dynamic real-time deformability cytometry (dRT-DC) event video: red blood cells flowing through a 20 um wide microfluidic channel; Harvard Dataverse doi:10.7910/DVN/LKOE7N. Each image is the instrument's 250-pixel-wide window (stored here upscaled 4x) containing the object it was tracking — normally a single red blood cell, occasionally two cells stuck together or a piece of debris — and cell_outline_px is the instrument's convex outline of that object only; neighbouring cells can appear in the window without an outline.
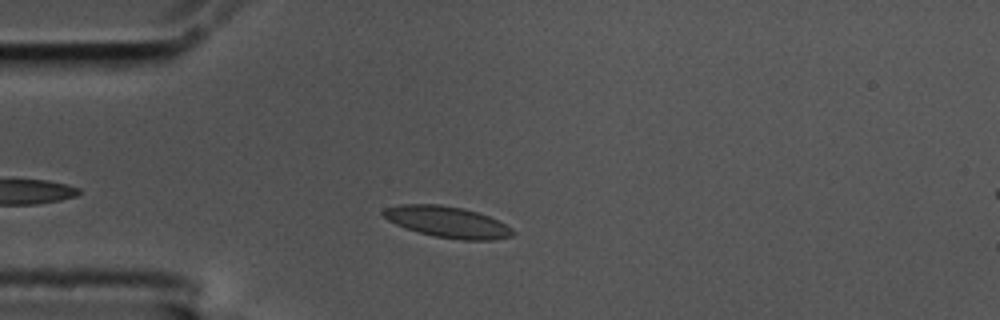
{"species": "common noctule bat (a hibernating species)", "species_latin": "Nyctalus noctula", "temperature_condition": "cold", "stored_images_in_passage": 43, "camera_frame_rate_fps": 3000, "um_per_image_px": 0.085, "animal": {"sex": "male", "body_mass_g": 17.5, "forearm_length_mm": 52.3}, "frame": {"image": 1, "passage_image": 4, "time_ms": 1.0, "image_size_px": [1000, 320], "cell_outline_px": [[516, 232], [512, 236], [492, 240], [460, 240], [436, 236], [416, 232], [404, 228], [388, 220], [380, 212], [384, 208], [400, 204], [440, 204], [464, 208], [488, 216], [512, 228]], "centroid_in_image_um": [38.0, 18.86], "position_along_channel_um": 47.0, "area_um2": 23.58}}
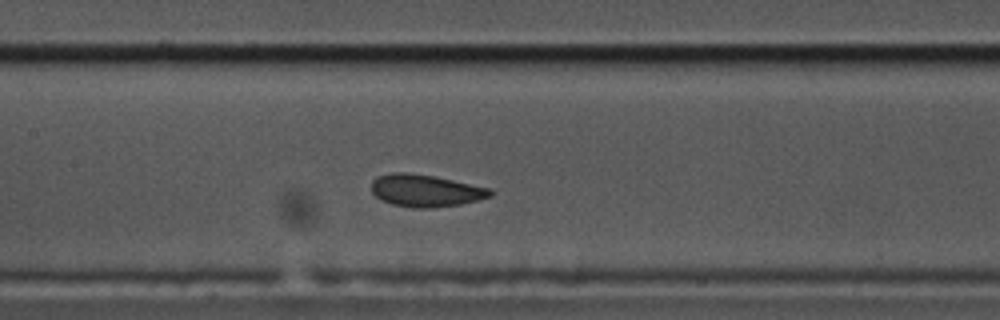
{"frame": {"image": 2, "passage_image": 16, "time_ms": 5.0, "image_size_px": [1000, 320], "cell_outline_px": [[492, 196], [460, 204], [432, 208], [412, 208], [392, 204], [380, 200], [372, 192], [372, 180], [376, 176], [392, 172], [408, 172], [432, 176], [492, 188]], "centroid_in_image_um": [36.14, 16.2], "position_along_channel_um": 171.3, "area_um2": 22.37}}
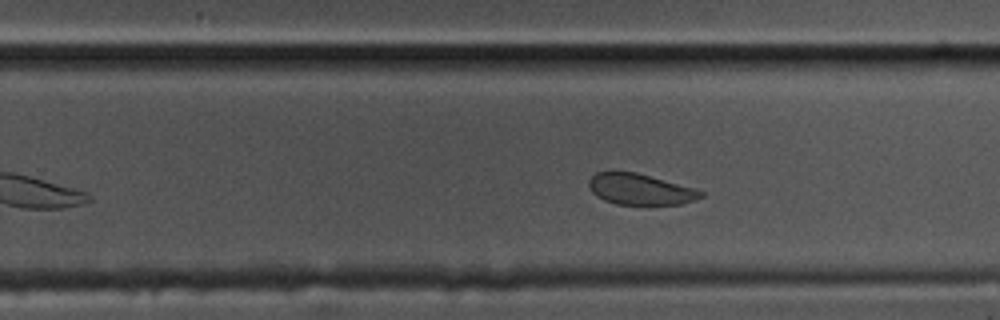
{"frame": {"image": 3, "passage_image": 25, "time_ms": 8.0, "image_size_px": [1000, 320], "cell_outline_px": [[704, 196], [680, 204], [616, 204], [604, 200], [596, 196], [592, 192], [588, 184], [588, 180], [596, 172], [636, 172], [696, 188], [704, 192]], "centroid_in_image_um": [54.41, 16.08], "position_along_channel_um": 275.4, "area_um2": 20.11}, "authors_computed_cell_mechanics": {"area_um2": 22.3686, "velocity_mm_per_s": 3.4787, "shape_relaxation_time_tau1_ms": 2.5982, "shape_relaxation_time_tau2_ms": 0.9052, "deformation_change_tau1": 0.071, "deformation_change_tau2": 0.0417}}